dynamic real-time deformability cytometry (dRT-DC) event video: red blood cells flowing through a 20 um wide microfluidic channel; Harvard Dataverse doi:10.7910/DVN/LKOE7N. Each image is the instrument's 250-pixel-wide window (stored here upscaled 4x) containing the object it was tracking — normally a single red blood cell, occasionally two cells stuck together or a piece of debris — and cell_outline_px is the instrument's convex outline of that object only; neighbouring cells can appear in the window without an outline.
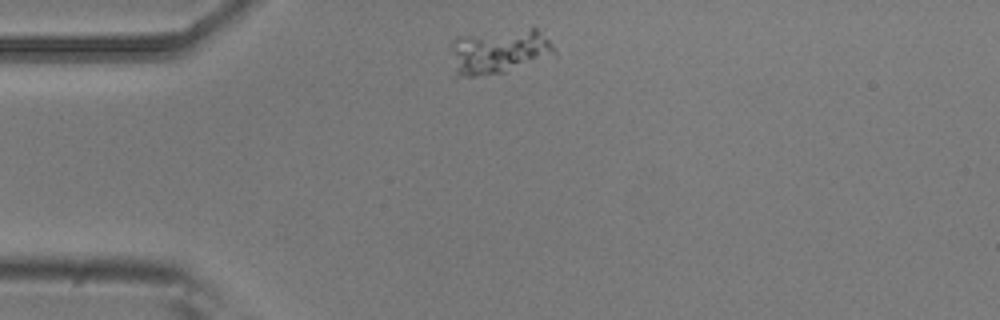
{"species": "common noctule bat (a hibernating species)", "species_latin": "Nyctalus noctula", "temperature_condition": "room temperature", "stored_images_in_passage": 6, "camera_frame_rate_fps": 3000, "um_per_image_px": 0.085, "animal": {"sex": "male", "body_mass_g": 20.5, "forearm_length_mm": 52.5}, "frame": {"image": 1, "passage_image": 1, "time_ms": 0.0, "image_size_px": [1000, 320], "cell_outline_px": [[556, 56], [504, 72], [476, 76], [456, 76], [452, 48], [452, 40], [460, 36], [532, 28], [536, 28], [552, 44], [556, 52]], "centroid_in_image_um": [42.46, 4.38], "position_along_channel_um": 42.5, "area_um2": 26.59}}
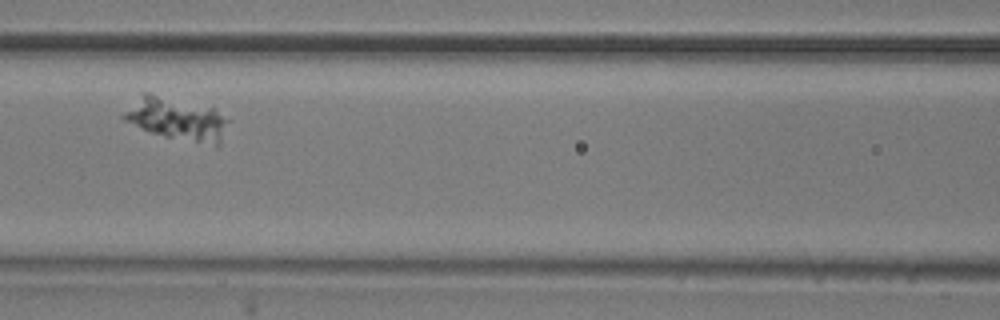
{"frame": {"image": 2, "passage_image": 4, "time_ms": 1.0, "image_size_px": [1000, 320], "cell_outline_px": [[232, 120], [220, 144], [216, 144], [168, 136], [152, 132], [120, 120], [120, 116], [140, 92], [148, 92], [212, 108]], "centroid_in_image_um": [14.99, 10.06], "position_along_channel_um": 151.6, "area_um2": 25.72}}
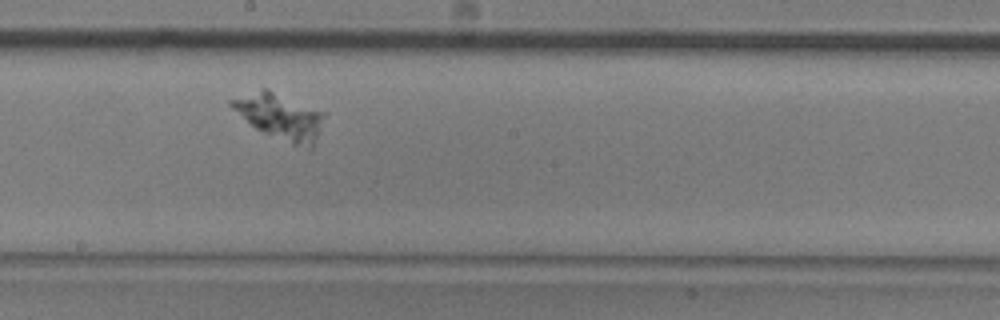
{"frame": {"image": 3, "passage_image": 6, "time_ms": 1.667, "image_size_px": [1000, 320], "cell_outline_px": [[328, 112], [312, 152], [292, 144], [264, 132], [256, 128], [232, 108], [228, 104], [228, 100], [264, 88], [268, 88]], "centroid_in_image_um": [23.93, 9.91], "position_along_channel_um": 224.3, "area_um2": 25.26}}